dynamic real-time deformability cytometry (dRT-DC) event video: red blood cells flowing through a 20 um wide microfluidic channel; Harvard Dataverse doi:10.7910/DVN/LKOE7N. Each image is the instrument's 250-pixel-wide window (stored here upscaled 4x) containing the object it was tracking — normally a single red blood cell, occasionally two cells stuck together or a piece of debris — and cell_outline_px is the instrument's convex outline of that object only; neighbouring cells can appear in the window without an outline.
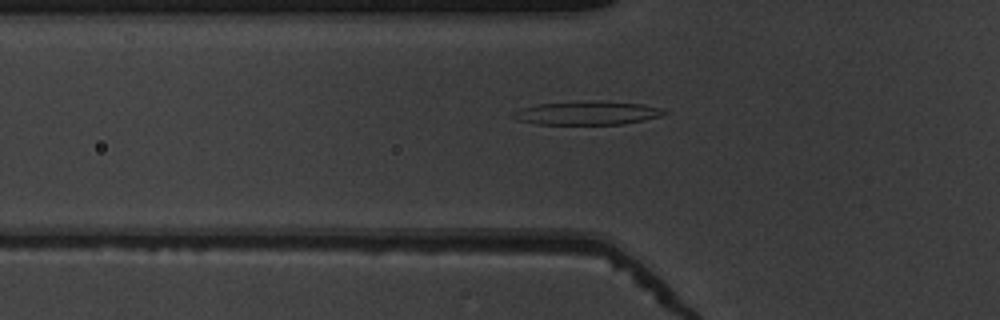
{"species": "common noctule bat (a hibernating species)", "species_latin": "Nyctalus noctula", "temperature_condition": "warm", "stored_images_in_passage": 38, "camera_frame_rate_fps": 3000, "um_per_image_px": 0.085, "animal": {"sex": "male", "body_mass_g": 19.5, "forearm_length_mm": 54.6}, "frame": {"image": 1, "passage_image": 4, "time_ms": 1.0, "image_size_px": [1000, 320], "cell_outline_px": [[668, 112], [660, 116], [644, 120], [624, 124], [536, 124], [516, 120], [512, 116], [520, 108], [540, 104], [592, 100], [644, 104], [660, 108]], "centroid_in_image_um": [49.93, 9.6], "position_along_channel_um": 75.9, "area_um2": 20.69}}
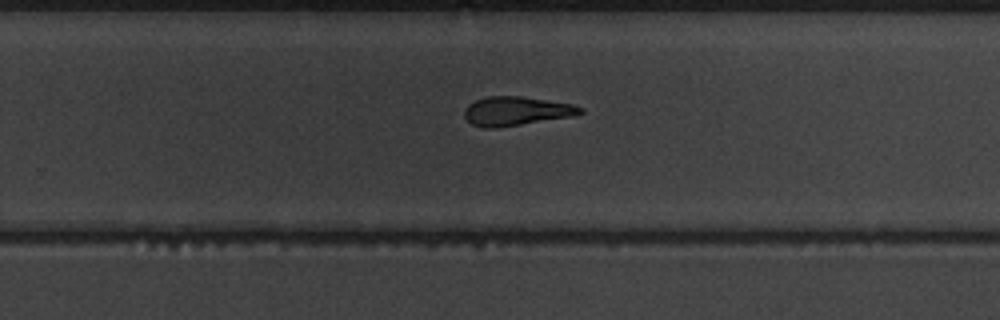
{"frame": {"image": 2, "passage_image": 20, "time_ms": 6.333, "image_size_px": [1000, 320], "cell_outline_px": [[584, 112], [572, 116], [496, 128], [484, 128], [472, 124], [464, 116], [464, 108], [468, 104], [476, 100], [488, 96], [520, 96], [572, 104], [584, 108]], "centroid_in_image_um": [43.85, 9.44], "position_along_channel_um": 285.9, "area_um2": 19.42}}
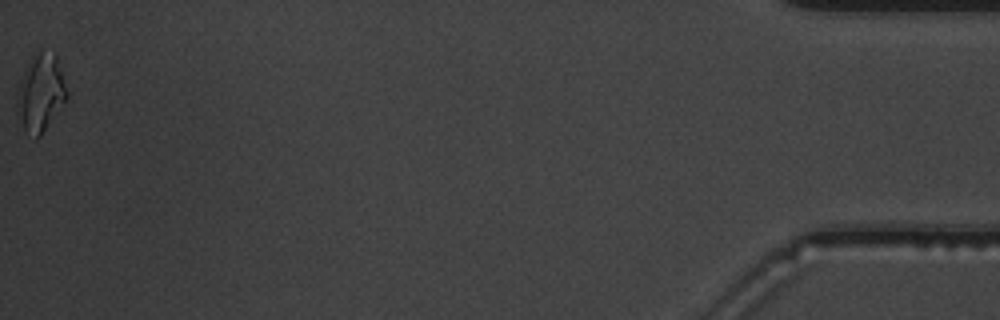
{"frame": {"image": 3, "passage_image": 38, "time_ms": 12.333, "image_size_px": [1000, 320], "cell_outline_px": [[68, 100], [40, 136], [36, 140], [24, 132], [16, 120], [16, 104], [20, 80], [32, 52], [40, 48], [44, 48], [56, 52], [68, 92]], "centroid_in_image_um": [3.44, 7.88], "position_along_channel_um": 431.8, "area_um2": 23.7}, "authors_computed_cell_mechanics": {"area_um2": 19.8254, "velocity_mm_per_s": 3.9388, "shape_relaxation_time_tau1_ms": 6.438, "shape_relaxation_time_tau2_ms": 3.8245, "deformation_change_tau1": 0.2758, "deformation_change_tau2": 0.1714}}